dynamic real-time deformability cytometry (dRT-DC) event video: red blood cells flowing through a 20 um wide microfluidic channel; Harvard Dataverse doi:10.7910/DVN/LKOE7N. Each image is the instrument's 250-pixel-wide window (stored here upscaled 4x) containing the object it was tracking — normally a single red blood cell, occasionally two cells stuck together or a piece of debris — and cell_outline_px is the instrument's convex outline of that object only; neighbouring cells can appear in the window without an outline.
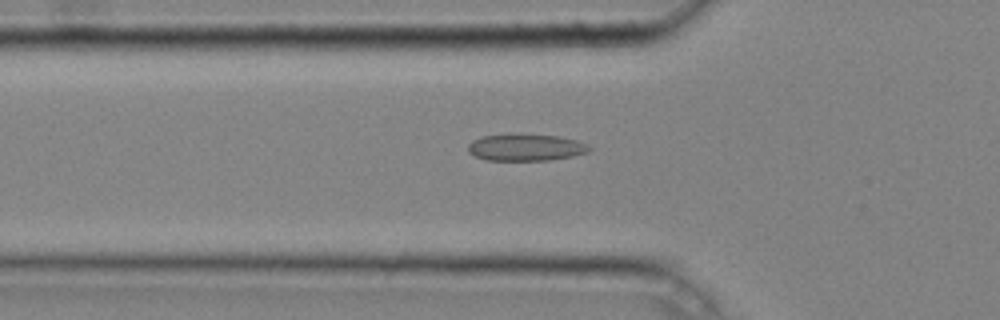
{"species": "common noctule bat (a hibernating species)", "species_latin": "Nyctalus noctula", "temperature_condition": "cold", "stored_images_in_passage": 42, "camera_frame_rate_fps": 3000, "um_per_image_px": 0.085, "animal": {"sex": "male", "body_mass_g": 20.4}, "frame": {"image": 1, "passage_image": 15, "time_ms": 4.667, "image_size_px": [1000, 320], "cell_outline_px": [[592, 148], [588, 152], [572, 156], [552, 160], [484, 160], [468, 152], [468, 144], [472, 140], [480, 136], [556, 136], [576, 140], [588, 144]], "centroid_in_image_um": [44.7, 12.57], "position_along_channel_um": 81.1, "area_um2": 18.38}}
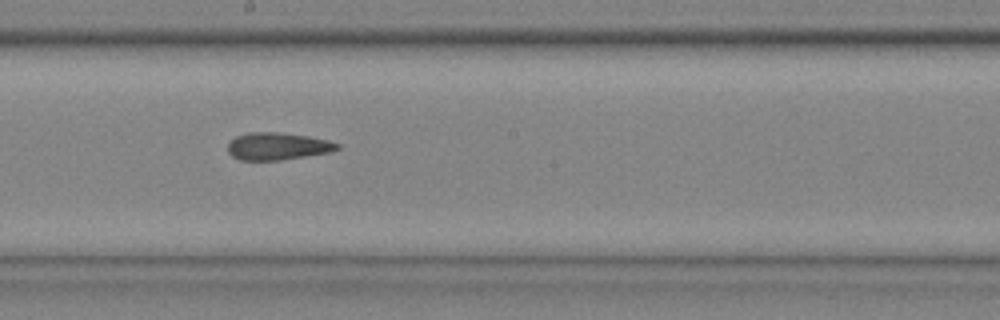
{"frame": {"image": 2, "passage_image": 25, "time_ms": 8.0, "image_size_px": [1000, 320], "cell_outline_px": [[340, 148], [332, 152], [280, 160], [240, 160], [232, 156], [228, 152], [228, 144], [236, 136], [248, 132], [280, 132], [308, 136], [328, 140], [340, 144]], "centroid_in_image_um": [23.61, 12.43], "position_along_channel_um": 224.6, "area_um2": 17.51}}
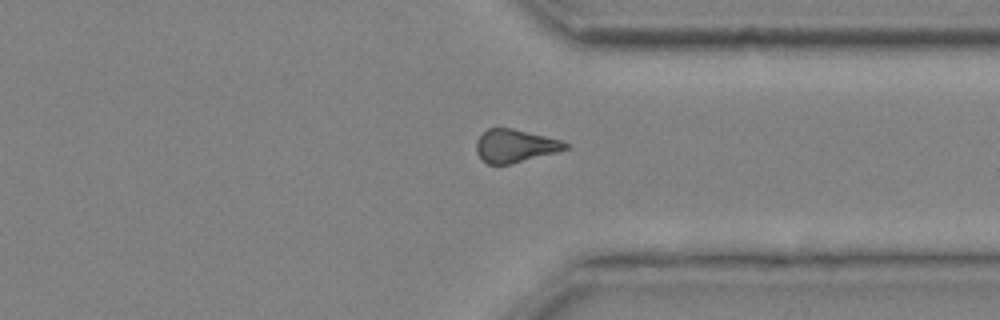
{"frame": {"image": 3, "passage_image": 35, "time_ms": 11.333, "image_size_px": [1000, 320], "cell_outline_px": [[572, 148], [508, 164], [488, 164], [476, 152], [476, 140], [488, 128], [512, 128], [560, 140], [572, 144]], "centroid_in_image_um": [43.81, 12.39], "position_along_channel_um": 367.6, "area_um2": 16.94}, "authors_computed_cell_mechanics": {"area_um2": 18.1492, "velocity_mm_per_s": 4.2939, "shape_relaxation_time_tau1_ms": 5.0247, "shape_relaxation_time_tau2_ms": 3.1515, "deformation_change_tau1": 0.1021, "deformation_change_tau2": 0.1193}}